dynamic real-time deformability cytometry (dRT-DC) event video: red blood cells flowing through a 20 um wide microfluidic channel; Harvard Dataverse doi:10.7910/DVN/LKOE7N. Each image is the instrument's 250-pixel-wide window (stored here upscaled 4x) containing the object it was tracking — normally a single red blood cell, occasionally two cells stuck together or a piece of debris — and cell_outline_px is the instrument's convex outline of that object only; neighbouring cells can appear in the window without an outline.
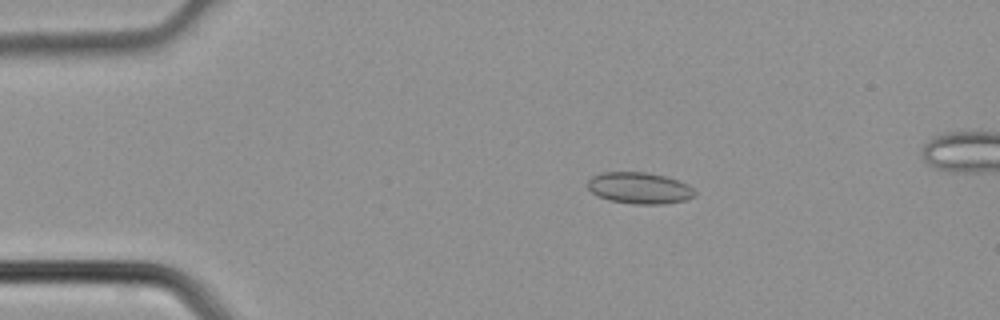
{"species": "common noctule bat (a hibernating species)", "species_latin": "Nyctalus noctula", "temperature_condition": "cold", "stored_images_in_passage": 4, "camera_frame_rate_fps": 3000, "um_per_image_px": 0.085, "animal": {"sex": "male", "body_mass_g": 21.5, "forearm_length_mm": 52.0}, "frame": {"image": 1, "passage_image": 2, "time_ms": 0.333, "image_size_px": [1000, 320], "cell_outline_px": [[696, 196], [688, 200], [664, 204], [636, 204], [608, 200], [596, 196], [588, 188], [588, 180], [592, 176], [600, 172], [644, 172], [664, 176], [688, 184], [696, 192]], "centroid_in_image_um": [54.35, 15.99], "position_along_channel_um": 30.6, "area_um2": 19.77}}